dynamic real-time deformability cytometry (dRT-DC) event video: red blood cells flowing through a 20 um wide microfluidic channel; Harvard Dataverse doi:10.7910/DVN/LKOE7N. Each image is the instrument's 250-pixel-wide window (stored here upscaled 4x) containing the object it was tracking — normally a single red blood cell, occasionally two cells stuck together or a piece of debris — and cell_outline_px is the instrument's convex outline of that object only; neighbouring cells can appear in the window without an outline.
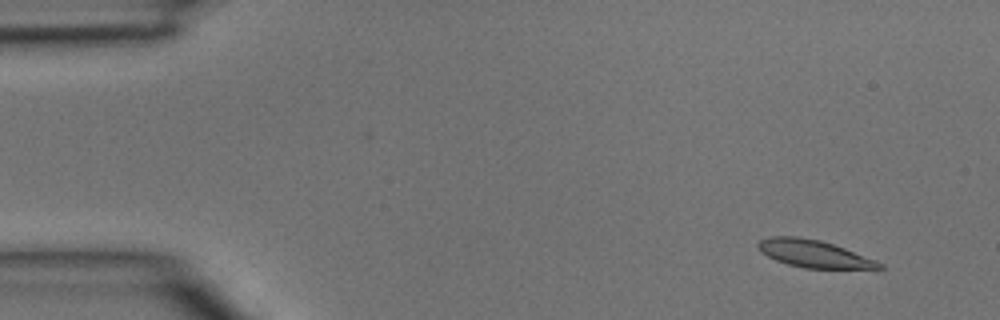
{"species": "common noctule bat (a hibernating species)", "species_latin": "Nyctalus noctula", "temperature_condition": "room temperature", "stored_images_in_passage": 5, "camera_frame_rate_fps": 3000, "um_per_image_px": 0.085, "animal": {"sex": "male", "body_mass_g": 15.6}, "frame": {"image": 1, "passage_image": 2, "time_ms": 0.333, "image_size_px": [1000, 320], "cell_outline_px": [[884, 268], [804, 268], [788, 264], [776, 260], [768, 256], [756, 244], [760, 240], [768, 236], [796, 236], [820, 240], [844, 248], [876, 260], [884, 264]], "centroid_in_image_um": [69.17, 21.56], "position_along_channel_um": 15.8, "area_um2": 19.02}}